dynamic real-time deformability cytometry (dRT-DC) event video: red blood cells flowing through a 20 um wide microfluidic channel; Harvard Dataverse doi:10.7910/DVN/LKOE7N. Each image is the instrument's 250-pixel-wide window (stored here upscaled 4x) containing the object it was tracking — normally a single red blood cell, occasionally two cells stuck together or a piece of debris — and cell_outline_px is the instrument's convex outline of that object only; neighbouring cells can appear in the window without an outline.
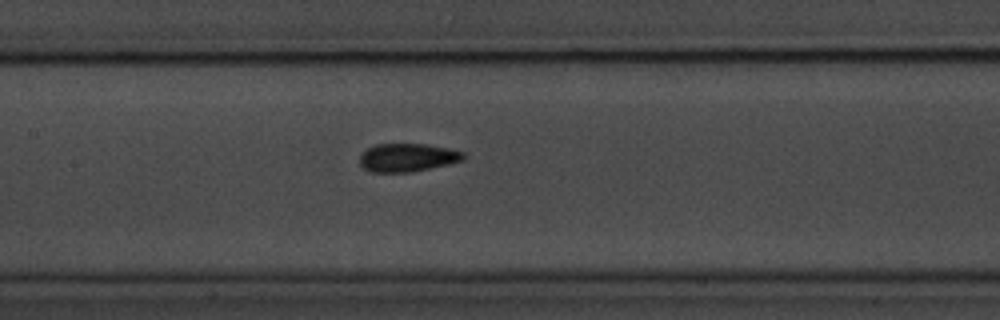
{"species": "common noctule bat (a hibernating species)", "species_latin": "Nyctalus noctula", "temperature_condition": "room temperature", "stored_images_in_passage": 37, "camera_frame_rate_fps": 3000, "um_per_image_px": 0.085, "animal": {"sex": "male", "body_mass_g": 20.1, "forearm_length_mm": 53.5}, "frame": {"image": 1, "passage_image": 11, "time_ms": 3.333, "image_size_px": [1000, 320], "cell_outline_px": [[464, 160], [448, 164], [412, 172], [372, 172], [364, 168], [360, 164], [360, 156], [368, 148], [376, 144], [428, 144], [448, 148], [464, 152]], "centroid_in_image_um": [34.65, 13.39], "position_along_channel_um": 172.8, "area_um2": 16.99}}
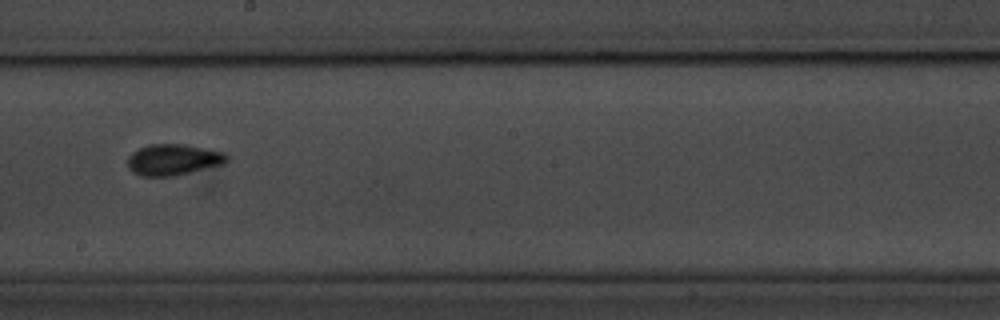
{"frame": {"image": 2, "passage_image": 16, "time_ms": 5.0, "image_size_px": [1000, 320], "cell_outline_px": [[228, 160], [224, 164], [176, 176], [140, 176], [132, 172], [128, 168], [128, 156], [132, 152], [148, 144], [184, 144], [224, 152], [228, 156]], "centroid_in_image_um": [14.72, 13.58], "position_along_channel_um": 233.5, "area_um2": 18.15}, "authors_computed_cell_mechanics": {"area_um2": 17.051, "velocity_mm_per_s": 3.6501, "shape_relaxation_time_tau1_ms": 4.7068, "shape_relaxation_time_tau2_ms": 1.9632, "deformation_change_tau1": 0.1269, "deformation_change_tau2": 0.0624}}